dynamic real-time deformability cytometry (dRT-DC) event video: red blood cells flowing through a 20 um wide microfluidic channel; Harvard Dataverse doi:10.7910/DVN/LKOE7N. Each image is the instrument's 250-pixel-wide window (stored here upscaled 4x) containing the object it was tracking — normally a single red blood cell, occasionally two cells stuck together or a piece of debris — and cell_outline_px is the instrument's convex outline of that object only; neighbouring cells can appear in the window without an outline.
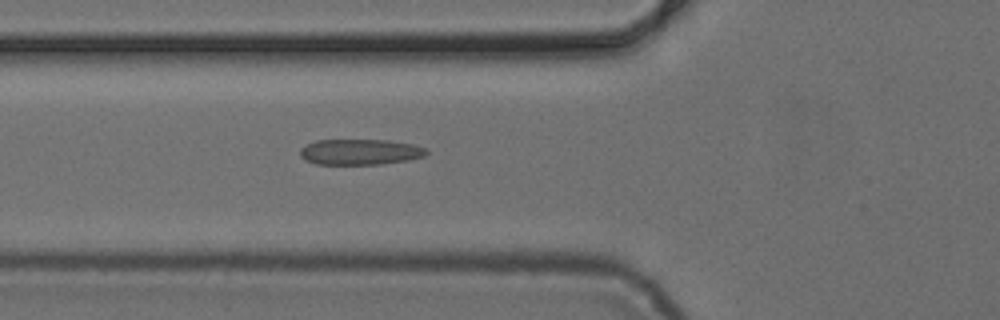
{"species": "common noctule bat (a hibernating species)", "species_latin": "Nyctalus noctula", "temperature_condition": "cold", "stored_images_in_passage": 6, "camera_frame_rate_fps": 3000, "um_per_image_px": 0.085, "animal": {"sex": "female", "body_mass_g": 24.6, "forearm_length_mm": 56.2}, "frame": {"image": 1, "passage_image": 6, "time_ms": 6.0, "image_size_px": [1000, 320], "cell_outline_px": [[428, 152], [424, 156], [408, 160], [380, 164], [316, 164], [304, 160], [300, 156], [300, 148], [316, 140], [388, 140], [412, 144], [428, 148]], "centroid_in_image_um": [30.61, 12.91], "position_along_channel_um": 95.2, "area_um2": 18.96}}